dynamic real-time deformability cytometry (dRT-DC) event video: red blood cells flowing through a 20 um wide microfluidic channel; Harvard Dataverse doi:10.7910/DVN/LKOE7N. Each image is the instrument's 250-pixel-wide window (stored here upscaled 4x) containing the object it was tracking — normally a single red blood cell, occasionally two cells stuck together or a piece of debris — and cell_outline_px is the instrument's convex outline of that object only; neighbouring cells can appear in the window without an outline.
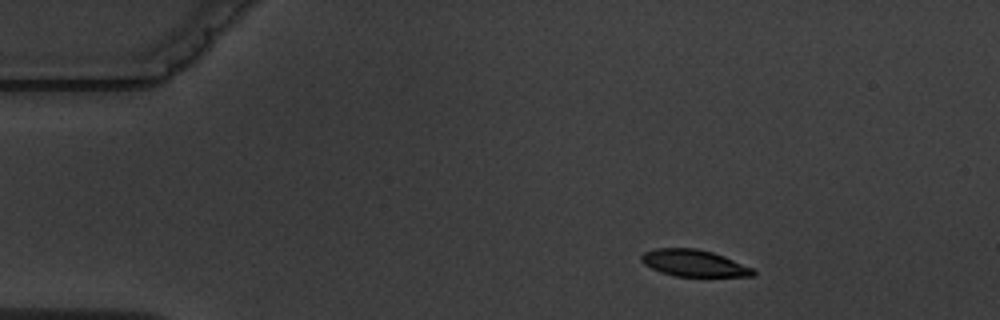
{"species": "common noctule bat (a hibernating species)", "species_latin": "Nyctalus noctula", "temperature_condition": "warm", "stored_images_in_passage": 3, "camera_frame_rate_fps": 3000, "um_per_image_px": 0.085, "animal": {"sex": "male", "body_mass_g": 19.5, "forearm_length_mm": 54.6}, "frame": {"image": 1, "passage_image": 1, "time_ms": 0.0, "image_size_px": [1000, 320], "cell_outline_px": [[756, 276], [676, 276], [660, 272], [644, 264], [640, 260], [640, 256], [644, 252], [652, 248], [696, 248], [712, 252], [724, 256], [752, 268], [756, 272]], "centroid_in_image_um": [58.95, 22.36], "position_along_channel_um": 26.0, "area_um2": 17.4}}